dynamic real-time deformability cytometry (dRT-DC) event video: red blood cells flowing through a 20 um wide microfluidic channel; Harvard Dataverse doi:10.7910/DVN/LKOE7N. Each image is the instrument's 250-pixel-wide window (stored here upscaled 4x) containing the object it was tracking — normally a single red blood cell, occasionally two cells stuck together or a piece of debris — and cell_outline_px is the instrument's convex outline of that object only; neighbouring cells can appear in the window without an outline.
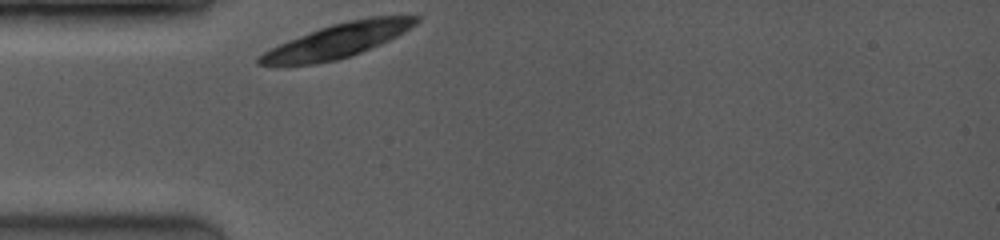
{"species": "common noctule bat (a hibernating species)", "species_latin": "Nyctalus noctula", "temperature_condition": "room temperature", "stored_images_in_passage": 1, "camera_frame_rate_fps": 3500, "um_per_image_px": 0.085, "animal": {"sex": "female", "body_mass_g": 19.0, "forearm_length_mm": 53.3}, "frame": {"image": 1, "passage_image": 1, "time_ms": 0.0, "image_size_px": [1000, 240], "cell_outline_px": [[420, 20], [416, 24], [404, 32], [380, 44], [352, 56], [336, 60], [312, 64], [256, 64], [256, 60], [264, 52], [288, 40], [320, 28], [332, 24], [348, 20], [372, 16], [420, 16]], "centroid_in_image_um": [28.74, 3.44], "position_along_channel_um": 56.3, "area_um2": 30.58}}